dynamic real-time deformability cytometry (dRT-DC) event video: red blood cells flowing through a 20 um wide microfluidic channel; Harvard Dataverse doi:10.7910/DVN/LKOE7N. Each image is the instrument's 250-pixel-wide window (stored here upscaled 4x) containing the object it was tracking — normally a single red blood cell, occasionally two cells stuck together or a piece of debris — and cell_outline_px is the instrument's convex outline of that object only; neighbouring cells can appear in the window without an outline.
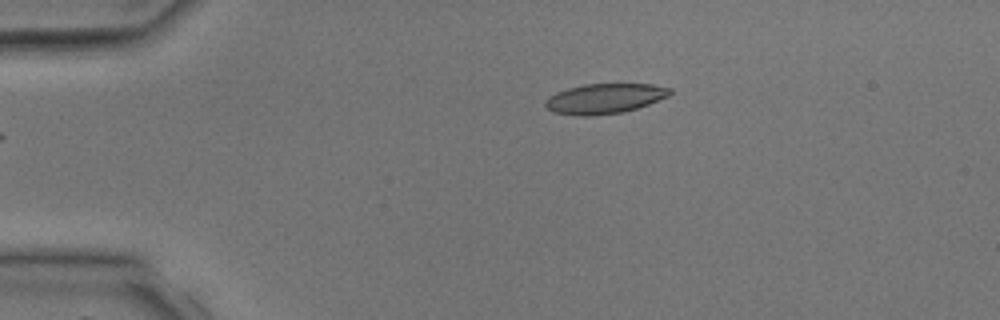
{"species": "common noctule bat (a hibernating species)", "species_latin": "Nyctalus noctula", "temperature_condition": "room temperature", "stored_images_in_passage": 4, "camera_frame_rate_fps": 3000, "um_per_image_px": 0.085, "animal": {"sex": "male", "body_mass_g": 17.9, "forearm_length_mm": 54.2}, "frame": {"image": 1, "passage_image": 4, "time_ms": 4.667, "image_size_px": [1000, 320], "cell_outline_px": [[672, 92], [668, 96], [648, 104], [624, 112], [588, 116], [580, 116], [552, 112], [544, 104], [544, 100], [548, 96], [556, 92], [568, 88], [584, 84], [652, 84], [672, 88]], "centroid_in_image_um": [51.37, 8.37], "position_along_channel_um": 33.6, "area_um2": 21.85}}